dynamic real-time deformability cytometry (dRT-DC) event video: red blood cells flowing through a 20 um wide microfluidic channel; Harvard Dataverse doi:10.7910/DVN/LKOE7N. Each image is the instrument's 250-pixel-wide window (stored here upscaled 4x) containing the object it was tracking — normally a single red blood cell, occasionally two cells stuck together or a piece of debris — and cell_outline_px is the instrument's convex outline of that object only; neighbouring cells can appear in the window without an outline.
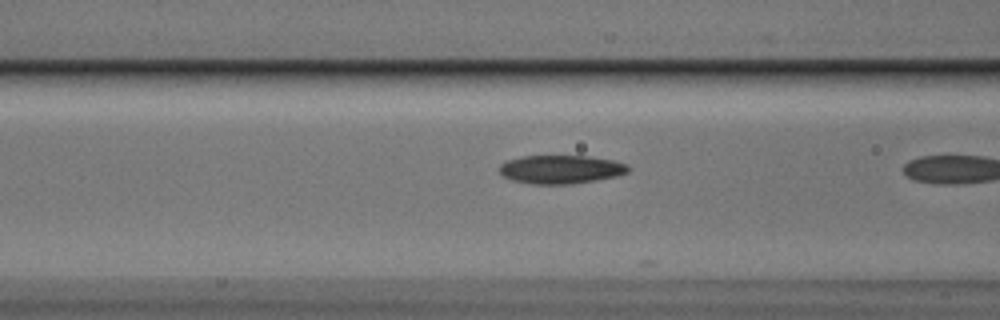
{"species": "Egyptian fruit bat (a non-hibernating species)", "species_latin": "Rousettus aegyptiacus", "temperature_condition": "cold", "stored_images_in_passage": 7, "camera_frame_rate_fps": 3000, "um_per_image_px": 0.085, "animal": {"sex": "male"}, "frame": {"image": 1, "passage_image": 6, "time_ms": 1.667, "image_size_px": [1000, 320], "cell_outline_px": [[628, 172], [616, 176], [596, 180], [572, 184], [532, 184], [512, 180], [504, 176], [500, 172], [500, 164], [508, 160], [524, 156], [588, 156], [612, 160], [628, 164]], "centroid_in_image_um": [47.67, 14.4], "position_along_channel_um": 118.9, "area_um2": 21.27}}